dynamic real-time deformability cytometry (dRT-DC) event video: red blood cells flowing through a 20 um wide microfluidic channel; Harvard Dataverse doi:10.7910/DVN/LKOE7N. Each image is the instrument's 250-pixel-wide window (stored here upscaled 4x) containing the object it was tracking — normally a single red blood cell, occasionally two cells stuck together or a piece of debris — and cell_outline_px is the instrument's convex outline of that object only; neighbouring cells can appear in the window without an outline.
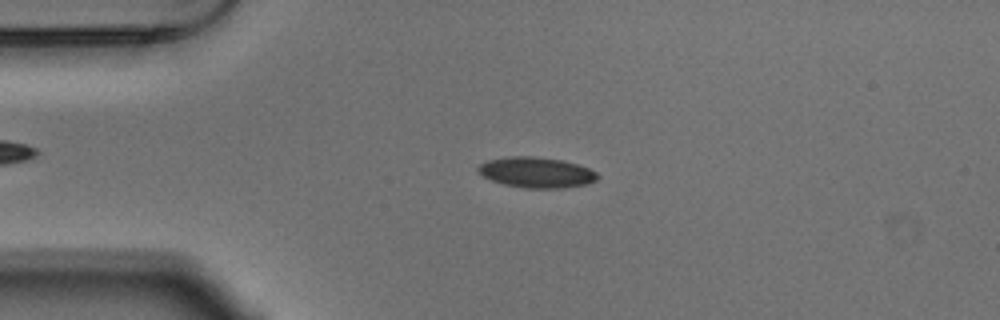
{"species": "Egyptian fruit bat (a non-hibernating species)", "species_latin": "Rousettus aegyptiacus", "temperature_condition": "warm", "stored_images_in_passage": 55, "camera_frame_rate_fps": 3000, "um_per_image_px": 0.085, "animal": {"sex": "male"}, "frame": {"image": 1, "passage_image": 13, "time_ms": 4.0, "image_size_px": [1000, 320], "cell_outline_px": [[600, 176], [596, 180], [588, 184], [564, 188], [528, 188], [504, 184], [492, 180], [484, 176], [476, 168], [480, 164], [488, 160], [508, 156], [532, 156], [564, 160], [588, 168], [596, 172]], "centroid_in_image_um": [45.62, 14.65], "position_along_channel_um": 39.4, "area_um2": 21.21}}
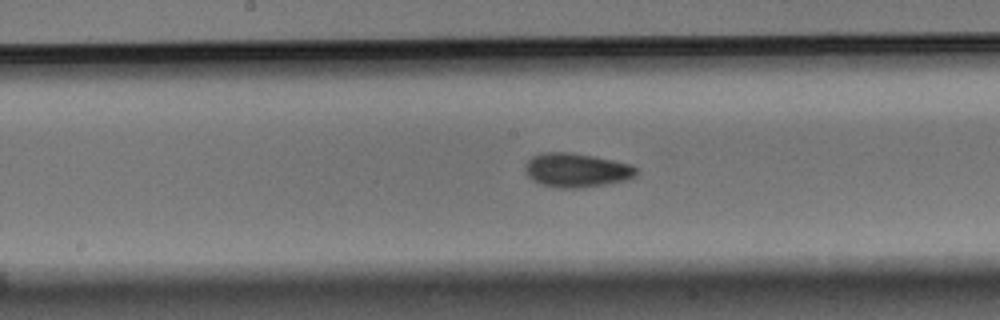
{"frame": {"image": 2, "passage_image": 28, "time_ms": 9.0, "image_size_px": [1000, 320], "cell_outline_px": [[636, 176], [628, 180], [580, 188], [556, 188], [540, 184], [532, 180], [524, 172], [524, 168], [528, 160], [532, 156], [540, 152], [572, 152], [632, 164], [636, 168]], "centroid_in_image_um": [48.97, 14.46], "position_along_channel_um": 199.2, "area_um2": 22.25}}
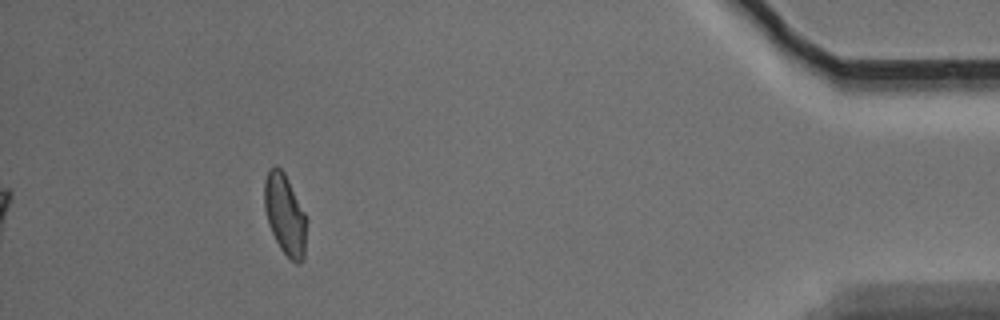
{"frame": {"image": 3, "passage_image": 50, "time_ms": 16.333, "image_size_px": [1000, 320], "cell_outline_px": [[304, 260], [300, 264], [296, 264], [280, 248], [272, 232], [264, 208], [264, 180], [268, 168], [276, 164], [284, 172], [304, 212]], "centroid_in_image_um": [24.18, 18.19], "position_along_channel_um": 411.0, "area_um2": 19.31}, "authors_computed_cell_mechanics": {"area_um2": 20.4034, "velocity_mm_per_s": 3.7026, "shape_relaxation_time_tau1_ms": 9.538, "shape_relaxation_time_tau2_ms": 2.0441, "deformation_change_tau1": 0.197, "deformation_change_tau2": 0.0719}}